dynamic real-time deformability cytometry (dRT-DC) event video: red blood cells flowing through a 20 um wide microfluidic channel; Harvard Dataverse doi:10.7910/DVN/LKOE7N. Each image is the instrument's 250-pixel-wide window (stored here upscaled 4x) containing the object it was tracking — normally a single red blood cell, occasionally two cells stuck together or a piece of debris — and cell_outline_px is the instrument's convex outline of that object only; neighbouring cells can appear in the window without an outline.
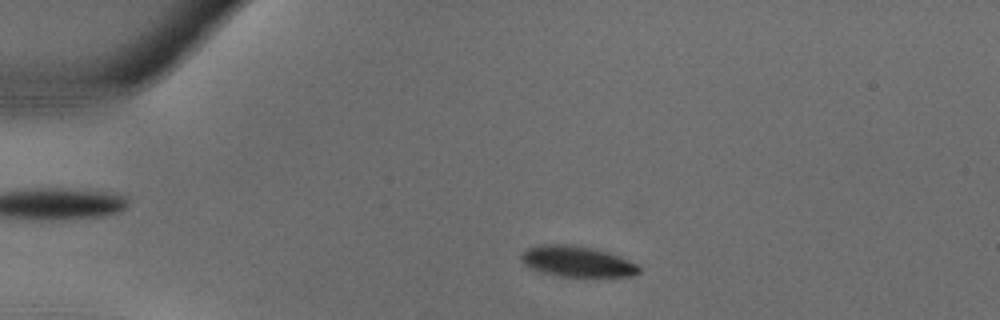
{"species": "common noctule bat (a hibernating species)", "species_latin": "Nyctalus noctula", "temperature_condition": "warm", "stored_images_in_passage": 29, "camera_frame_rate_fps": 3000, "um_per_image_px": 0.085, "animal": {"sex": "male", "body_mass_g": 18.8}, "frame": {"image": 1, "passage_image": 1, "time_ms": 0.0, "image_size_px": [1000, 320], "cell_outline_px": [[640, 272], [632, 276], [560, 276], [544, 272], [532, 268], [524, 264], [520, 260], [520, 252], [528, 248], [544, 244], [564, 244], [592, 248], [608, 252], [620, 256], [636, 264], [640, 268]], "centroid_in_image_um": [49.03, 22.21], "position_along_channel_um": 36.0, "area_um2": 20.87}}
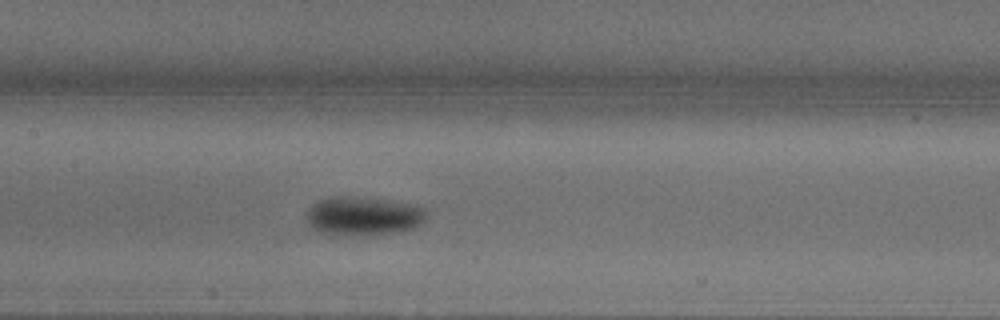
{"frame": {"image": 2, "passage_image": 11, "time_ms": 3.333, "image_size_px": [1000, 320], "cell_outline_px": [[428, 212], [424, 220], [416, 228], [396, 232], [352, 236], [336, 236], [316, 232], [308, 224], [308, 212], [320, 200], [332, 196], [340, 196], [392, 200], [420, 204], [428, 208]], "centroid_in_image_um": [30.96, 18.37], "position_along_channel_um": 176.4, "area_um2": 27.57}}
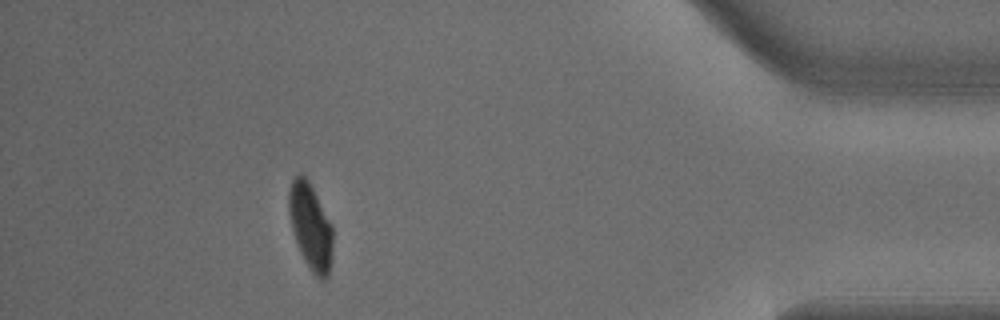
{"frame": {"image": 3, "passage_image": 26, "time_ms": 8.333, "image_size_px": [1000, 320], "cell_outline_px": [[332, 256], [328, 276], [324, 280], [320, 280], [312, 272], [304, 260], [300, 252], [292, 228], [288, 212], [288, 192], [292, 180], [300, 172], [308, 180], [332, 224]], "centroid_in_image_um": [26.39, 19.26], "position_along_channel_um": 408.8, "area_um2": 22.02}}